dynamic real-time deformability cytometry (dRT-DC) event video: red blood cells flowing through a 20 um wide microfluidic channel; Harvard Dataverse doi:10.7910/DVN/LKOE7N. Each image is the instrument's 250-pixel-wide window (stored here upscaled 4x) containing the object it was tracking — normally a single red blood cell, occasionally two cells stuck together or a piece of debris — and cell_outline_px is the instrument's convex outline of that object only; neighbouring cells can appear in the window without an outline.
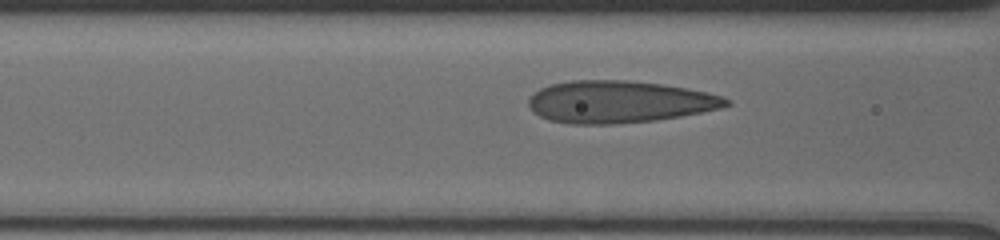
{"species": "human", "species_latin": "Homo sapiens", "temperature_condition": "cold", "stored_images_in_passage": 7, "camera_frame_rate_fps": 3000, "um_per_image_px": 0.085, "donor": {"sex": "male"}, "frame": {"image": 1, "passage_image": 5, "time_ms": 1.333, "image_size_px": [1000, 240], "cell_outline_px": [[732, 104], [720, 108], [680, 116], [656, 120], [612, 124], [572, 124], [548, 120], [532, 112], [528, 104], [528, 100], [540, 88], [552, 84], [572, 80], [628, 80], [660, 84], [708, 92], [732, 100]], "centroid_in_image_um": [52.61, 8.66], "position_along_channel_um": 114.0, "area_um2": 48.38}}